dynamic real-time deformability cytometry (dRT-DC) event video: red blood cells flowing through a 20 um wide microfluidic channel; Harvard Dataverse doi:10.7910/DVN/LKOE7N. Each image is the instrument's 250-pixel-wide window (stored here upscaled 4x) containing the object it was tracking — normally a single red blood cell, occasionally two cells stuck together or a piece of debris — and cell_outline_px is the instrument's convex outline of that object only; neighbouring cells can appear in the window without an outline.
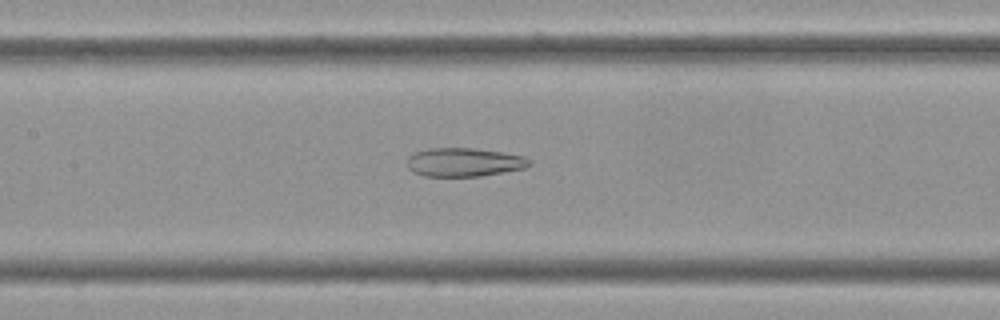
{"species": "Egyptian fruit bat (a non-hibernating species)", "species_latin": "Rousettus aegyptiacus", "temperature_condition": "cold", "stored_images_in_passage": 57, "camera_frame_rate_fps": 3000, "um_per_image_px": 0.085, "frame": {"image": 1, "passage_image": 25, "time_ms": 8.0, "image_size_px": [1000, 320], "cell_outline_px": [[532, 164], [524, 168], [504, 172], [480, 176], [424, 176], [412, 172], [408, 168], [408, 156], [416, 152], [428, 148], [472, 148], [500, 152], [524, 156]], "centroid_in_image_um": [39.42, 13.79], "position_along_channel_um": 168.0, "area_um2": 20.29}}
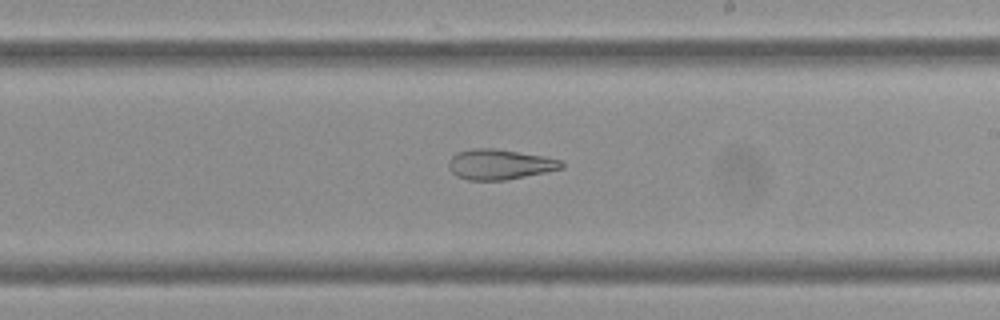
{"frame": {"image": 2, "passage_image": 32, "time_ms": 10.333, "image_size_px": [1000, 320], "cell_outline_px": [[564, 168], [504, 180], [468, 180], [456, 176], [448, 168], [448, 160], [456, 152], [472, 148], [496, 148], [544, 156], [560, 160], [564, 164]], "centroid_in_image_um": [42.43, 13.96], "position_along_channel_um": 246.6, "area_um2": 19.94}}
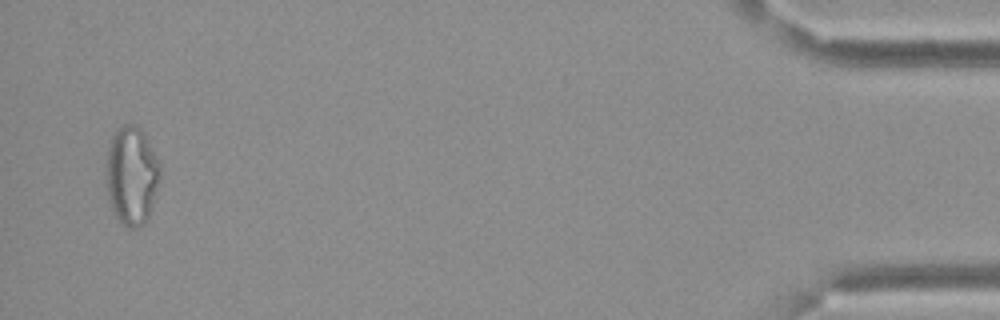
{"frame": {"image": 3, "passage_image": 55, "time_ms": 18.0, "image_size_px": [1000, 320], "cell_outline_px": [[160, 176], [148, 220], [144, 224], [136, 228], [128, 228], [120, 224], [112, 208], [108, 196], [108, 148], [112, 136], [116, 128], [124, 124], [136, 124], [144, 132], [160, 164]], "centroid_in_image_um": [11.21, 14.92], "position_along_channel_um": 424.0, "area_um2": 30.75}, "authors_computed_cell_mechanics": {"area_um2": 26.9926, "velocity_mm_per_s": 3.3727, "shape_relaxation_time_tau1_ms": null, "shape_relaxation_time_tau2_ms": 3.445, "deformation_change_tau1": null, "deformation_change_tau2": 0.1216}}